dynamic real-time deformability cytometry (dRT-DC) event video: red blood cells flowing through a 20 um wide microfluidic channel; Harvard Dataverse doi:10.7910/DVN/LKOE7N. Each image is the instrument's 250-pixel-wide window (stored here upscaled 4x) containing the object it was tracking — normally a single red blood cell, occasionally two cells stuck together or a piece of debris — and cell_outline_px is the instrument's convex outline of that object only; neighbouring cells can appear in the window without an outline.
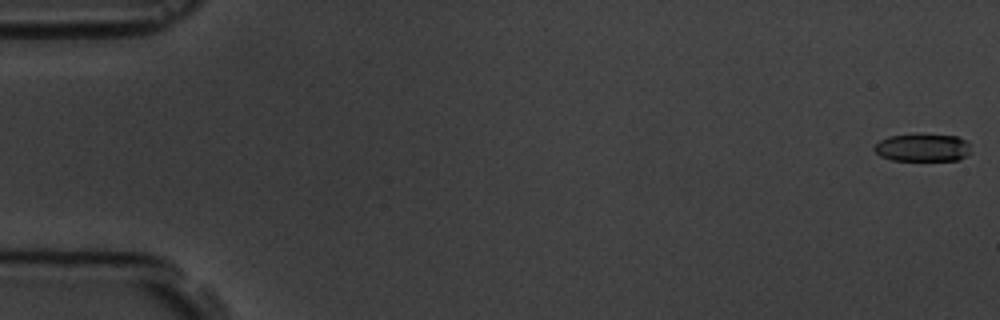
{"species": "common noctule bat (a hibernating species)", "species_latin": "Nyctalus noctula", "temperature_condition": "room temperature", "stored_images_in_passage": 6, "camera_frame_rate_fps": 3000, "um_per_image_px": 0.085, "animal": {"sex": "male", "body_mass_g": 19.5, "forearm_length_mm": 54.6}, "frame": {"image": 1, "passage_image": 1, "time_ms": 0.0, "image_size_px": [1000, 320], "cell_outline_px": [[968, 156], [960, 160], [892, 160], [880, 156], [872, 148], [880, 140], [888, 136], [916, 132], [920, 132], [956, 136], [964, 140], [968, 144]], "centroid_in_image_um": [78.38, 12.51], "position_along_channel_um": 6.6, "area_um2": 16.07}}
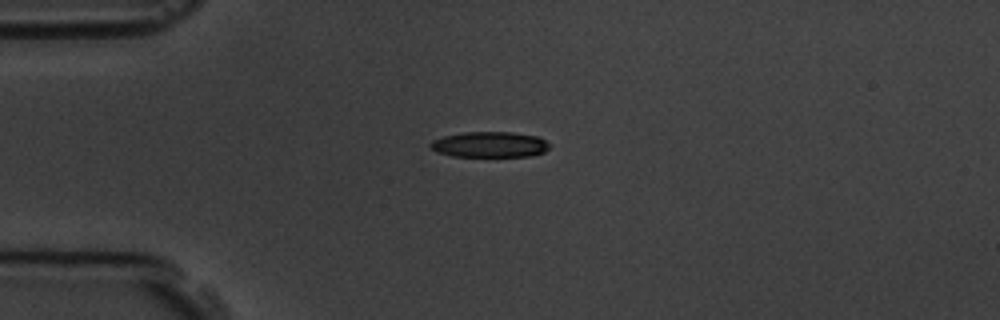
{"frame": {"image": 2, "passage_image": 5, "time_ms": 4.667, "image_size_px": [1000, 320], "cell_outline_px": [[552, 144], [544, 152], [532, 156], [452, 156], [436, 152], [428, 144], [432, 140], [444, 136], [464, 132], [512, 132], [540, 136]], "centroid_in_image_um": [41.66, 12.28], "position_along_channel_um": 43.3, "area_um2": 17.98}}